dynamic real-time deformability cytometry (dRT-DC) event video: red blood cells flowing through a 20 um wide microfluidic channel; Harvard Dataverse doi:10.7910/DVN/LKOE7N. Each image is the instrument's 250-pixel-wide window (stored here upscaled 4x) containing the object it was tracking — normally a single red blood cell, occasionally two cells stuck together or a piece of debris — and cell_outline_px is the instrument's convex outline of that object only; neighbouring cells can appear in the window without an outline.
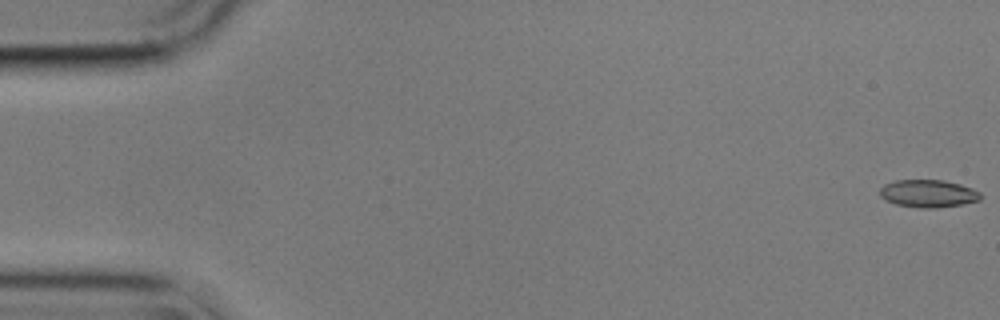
{"species": "common noctule bat (a hibernating species)", "species_latin": "Nyctalus noctula", "temperature_condition": "cold", "stored_images_in_passage": 56, "camera_frame_rate_fps": 3000, "um_per_image_px": 0.085, "animal": {"sex": "male", "body_mass_g": 17.9}, "frame": {"image": 1, "passage_image": 1, "time_ms": 0.0, "image_size_px": [1000, 320], "cell_outline_px": [[980, 200], [960, 204], [936, 208], [920, 208], [896, 204], [884, 200], [880, 196], [880, 188], [884, 184], [896, 180], [944, 180], [960, 184], [972, 188], [980, 192]], "centroid_in_image_um": [78.87, 16.44], "position_along_channel_um": 6.1, "area_um2": 16.18}}
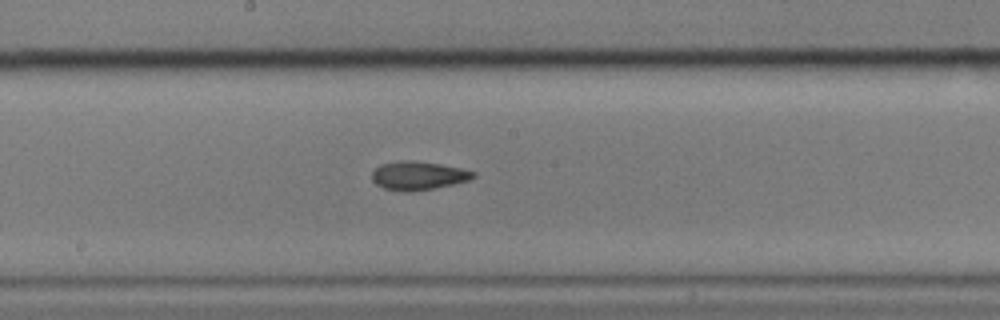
{"frame": {"image": 2, "passage_image": 30, "time_ms": 9.667, "image_size_px": [1000, 320], "cell_outline_px": [[476, 176], [472, 180], [436, 188], [412, 192], [404, 192], [384, 188], [376, 184], [372, 180], [372, 172], [380, 164], [400, 160], [408, 160], [440, 164], [460, 168], [476, 172]], "centroid_in_image_um": [35.57, 14.94], "position_along_channel_um": 212.6, "area_um2": 17.05}}
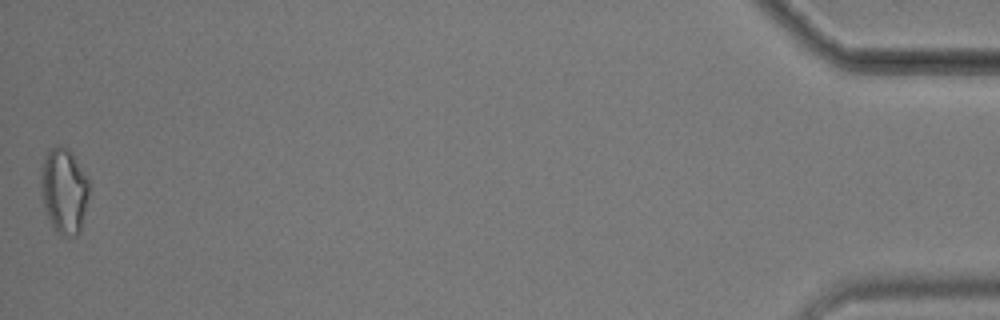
{"frame": {"image": 3, "passage_image": 56, "time_ms": 18.333, "image_size_px": [1000, 320], "cell_outline_px": [[88, 196], [80, 232], [76, 236], [64, 236], [56, 232], [48, 216], [44, 204], [40, 176], [44, 160], [48, 148], [60, 144], [68, 148], [72, 152], [88, 176]], "centroid_in_image_um": [5.46, 16.17], "position_along_channel_um": 429.7, "area_um2": 23.93}, "authors_computed_cell_mechanics": {"area_um2": 16.7331, "velocity_mm_per_s": 3.5877, "shape_relaxation_time_tau1_ms": 9.591, "shape_relaxation_time_tau2_ms": 3.9862, "deformation_change_tau1": 0.1831, "deformation_change_tau2": 0.1052}}